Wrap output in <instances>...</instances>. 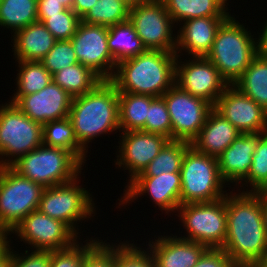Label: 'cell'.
<instances>
[{
  "instance_id": "cell-4",
  "label": "cell",
  "mask_w": 267,
  "mask_h": 267,
  "mask_svg": "<svg viewBox=\"0 0 267 267\" xmlns=\"http://www.w3.org/2000/svg\"><path fill=\"white\" fill-rule=\"evenodd\" d=\"M253 36L231 14L218 28L206 58L228 84H234L259 54L258 42Z\"/></svg>"
},
{
  "instance_id": "cell-7",
  "label": "cell",
  "mask_w": 267,
  "mask_h": 267,
  "mask_svg": "<svg viewBox=\"0 0 267 267\" xmlns=\"http://www.w3.org/2000/svg\"><path fill=\"white\" fill-rule=\"evenodd\" d=\"M44 189L10 166L0 167V227L12 233L26 216L38 210Z\"/></svg>"
},
{
  "instance_id": "cell-51",
  "label": "cell",
  "mask_w": 267,
  "mask_h": 267,
  "mask_svg": "<svg viewBox=\"0 0 267 267\" xmlns=\"http://www.w3.org/2000/svg\"><path fill=\"white\" fill-rule=\"evenodd\" d=\"M61 2V4L66 8V9H72L73 1L74 0H57Z\"/></svg>"
},
{
  "instance_id": "cell-37",
  "label": "cell",
  "mask_w": 267,
  "mask_h": 267,
  "mask_svg": "<svg viewBox=\"0 0 267 267\" xmlns=\"http://www.w3.org/2000/svg\"><path fill=\"white\" fill-rule=\"evenodd\" d=\"M145 132L159 134L172 140L171 118L162 96L155 97L149 105Z\"/></svg>"
},
{
  "instance_id": "cell-14",
  "label": "cell",
  "mask_w": 267,
  "mask_h": 267,
  "mask_svg": "<svg viewBox=\"0 0 267 267\" xmlns=\"http://www.w3.org/2000/svg\"><path fill=\"white\" fill-rule=\"evenodd\" d=\"M31 249L54 251L65 249L77 240V234L64 222L39 210L31 212L12 231Z\"/></svg>"
},
{
  "instance_id": "cell-45",
  "label": "cell",
  "mask_w": 267,
  "mask_h": 267,
  "mask_svg": "<svg viewBox=\"0 0 267 267\" xmlns=\"http://www.w3.org/2000/svg\"><path fill=\"white\" fill-rule=\"evenodd\" d=\"M98 0H74L72 10L82 18Z\"/></svg>"
},
{
  "instance_id": "cell-33",
  "label": "cell",
  "mask_w": 267,
  "mask_h": 267,
  "mask_svg": "<svg viewBox=\"0 0 267 267\" xmlns=\"http://www.w3.org/2000/svg\"><path fill=\"white\" fill-rule=\"evenodd\" d=\"M37 0H0V26L12 33L38 21Z\"/></svg>"
},
{
  "instance_id": "cell-28",
  "label": "cell",
  "mask_w": 267,
  "mask_h": 267,
  "mask_svg": "<svg viewBox=\"0 0 267 267\" xmlns=\"http://www.w3.org/2000/svg\"><path fill=\"white\" fill-rule=\"evenodd\" d=\"M118 96L119 129L122 132L131 130L145 131L148 108L155 97L128 92H118Z\"/></svg>"
},
{
  "instance_id": "cell-15",
  "label": "cell",
  "mask_w": 267,
  "mask_h": 267,
  "mask_svg": "<svg viewBox=\"0 0 267 267\" xmlns=\"http://www.w3.org/2000/svg\"><path fill=\"white\" fill-rule=\"evenodd\" d=\"M178 57L175 63V84L214 106L229 85L227 81L206 57H191V62H180Z\"/></svg>"
},
{
  "instance_id": "cell-13",
  "label": "cell",
  "mask_w": 267,
  "mask_h": 267,
  "mask_svg": "<svg viewBox=\"0 0 267 267\" xmlns=\"http://www.w3.org/2000/svg\"><path fill=\"white\" fill-rule=\"evenodd\" d=\"M78 63L90 68L102 80H111L117 63L108 48V27L80 22L70 39Z\"/></svg>"
},
{
  "instance_id": "cell-40",
  "label": "cell",
  "mask_w": 267,
  "mask_h": 267,
  "mask_svg": "<svg viewBox=\"0 0 267 267\" xmlns=\"http://www.w3.org/2000/svg\"><path fill=\"white\" fill-rule=\"evenodd\" d=\"M97 240L91 238L90 242L83 246L76 241L70 247L51 251L50 267H83L85 255L99 242V239Z\"/></svg>"
},
{
  "instance_id": "cell-1",
  "label": "cell",
  "mask_w": 267,
  "mask_h": 267,
  "mask_svg": "<svg viewBox=\"0 0 267 267\" xmlns=\"http://www.w3.org/2000/svg\"><path fill=\"white\" fill-rule=\"evenodd\" d=\"M229 194L226 195L227 234L221 249L240 267H255L267 255L260 198L254 192Z\"/></svg>"
},
{
  "instance_id": "cell-52",
  "label": "cell",
  "mask_w": 267,
  "mask_h": 267,
  "mask_svg": "<svg viewBox=\"0 0 267 267\" xmlns=\"http://www.w3.org/2000/svg\"><path fill=\"white\" fill-rule=\"evenodd\" d=\"M255 267H267V255Z\"/></svg>"
},
{
  "instance_id": "cell-44",
  "label": "cell",
  "mask_w": 267,
  "mask_h": 267,
  "mask_svg": "<svg viewBox=\"0 0 267 267\" xmlns=\"http://www.w3.org/2000/svg\"><path fill=\"white\" fill-rule=\"evenodd\" d=\"M37 15H55L66 8L57 0H37Z\"/></svg>"
},
{
  "instance_id": "cell-11",
  "label": "cell",
  "mask_w": 267,
  "mask_h": 267,
  "mask_svg": "<svg viewBox=\"0 0 267 267\" xmlns=\"http://www.w3.org/2000/svg\"><path fill=\"white\" fill-rule=\"evenodd\" d=\"M128 20L146 50L175 53L177 36H172L175 23L162 0L131 6Z\"/></svg>"
},
{
  "instance_id": "cell-12",
  "label": "cell",
  "mask_w": 267,
  "mask_h": 267,
  "mask_svg": "<svg viewBox=\"0 0 267 267\" xmlns=\"http://www.w3.org/2000/svg\"><path fill=\"white\" fill-rule=\"evenodd\" d=\"M162 97L171 118L172 140L191 143L205 124L213 105L182 90L176 84Z\"/></svg>"
},
{
  "instance_id": "cell-30",
  "label": "cell",
  "mask_w": 267,
  "mask_h": 267,
  "mask_svg": "<svg viewBox=\"0 0 267 267\" xmlns=\"http://www.w3.org/2000/svg\"><path fill=\"white\" fill-rule=\"evenodd\" d=\"M43 144L71 152L82 164L87 161L85 159L88 151H85L76 140L68 117L49 121L43 125Z\"/></svg>"
},
{
  "instance_id": "cell-19",
  "label": "cell",
  "mask_w": 267,
  "mask_h": 267,
  "mask_svg": "<svg viewBox=\"0 0 267 267\" xmlns=\"http://www.w3.org/2000/svg\"><path fill=\"white\" fill-rule=\"evenodd\" d=\"M71 97L53 81L39 92L22 96L15 105L30 119L44 125L69 116Z\"/></svg>"
},
{
  "instance_id": "cell-8",
  "label": "cell",
  "mask_w": 267,
  "mask_h": 267,
  "mask_svg": "<svg viewBox=\"0 0 267 267\" xmlns=\"http://www.w3.org/2000/svg\"><path fill=\"white\" fill-rule=\"evenodd\" d=\"M42 144L43 125L27 117L15 104L0 106V167L10 166Z\"/></svg>"
},
{
  "instance_id": "cell-35",
  "label": "cell",
  "mask_w": 267,
  "mask_h": 267,
  "mask_svg": "<svg viewBox=\"0 0 267 267\" xmlns=\"http://www.w3.org/2000/svg\"><path fill=\"white\" fill-rule=\"evenodd\" d=\"M37 17L56 40H70L81 22V18L72 9H65L55 15H37Z\"/></svg>"
},
{
  "instance_id": "cell-3",
  "label": "cell",
  "mask_w": 267,
  "mask_h": 267,
  "mask_svg": "<svg viewBox=\"0 0 267 267\" xmlns=\"http://www.w3.org/2000/svg\"><path fill=\"white\" fill-rule=\"evenodd\" d=\"M68 118L76 140L85 151L94 137L120 131L116 86L110 80H103L90 92L74 97Z\"/></svg>"
},
{
  "instance_id": "cell-27",
  "label": "cell",
  "mask_w": 267,
  "mask_h": 267,
  "mask_svg": "<svg viewBox=\"0 0 267 267\" xmlns=\"http://www.w3.org/2000/svg\"><path fill=\"white\" fill-rule=\"evenodd\" d=\"M108 48L116 63L146 51L129 20L108 27Z\"/></svg>"
},
{
  "instance_id": "cell-5",
  "label": "cell",
  "mask_w": 267,
  "mask_h": 267,
  "mask_svg": "<svg viewBox=\"0 0 267 267\" xmlns=\"http://www.w3.org/2000/svg\"><path fill=\"white\" fill-rule=\"evenodd\" d=\"M10 167L21 176L53 187L73 181L82 170V163L69 151L42 144L19 157Z\"/></svg>"
},
{
  "instance_id": "cell-21",
  "label": "cell",
  "mask_w": 267,
  "mask_h": 267,
  "mask_svg": "<svg viewBox=\"0 0 267 267\" xmlns=\"http://www.w3.org/2000/svg\"><path fill=\"white\" fill-rule=\"evenodd\" d=\"M227 17H199L183 21V27L181 26L176 35V55L184 50L192 57H206L213 46L218 28Z\"/></svg>"
},
{
  "instance_id": "cell-49",
  "label": "cell",
  "mask_w": 267,
  "mask_h": 267,
  "mask_svg": "<svg viewBox=\"0 0 267 267\" xmlns=\"http://www.w3.org/2000/svg\"><path fill=\"white\" fill-rule=\"evenodd\" d=\"M0 267H12V249L10 246L8 251L0 258Z\"/></svg>"
},
{
  "instance_id": "cell-6",
  "label": "cell",
  "mask_w": 267,
  "mask_h": 267,
  "mask_svg": "<svg viewBox=\"0 0 267 267\" xmlns=\"http://www.w3.org/2000/svg\"><path fill=\"white\" fill-rule=\"evenodd\" d=\"M180 173V205L212 202L227 195L217 158L197 151L192 145L185 152Z\"/></svg>"
},
{
  "instance_id": "cell-29",
  "label": "cell",
  "mask_w": 267,
  "mask_h": 267,
  "mask_svg": "<svg viewBox=\"0 0 267 267\" xmlns=\"http://www.w3.org/2000/svg\"><path fill=\"white\" fill-rule=\"evenodd\" d=\"M52 81L74 98L90 92L103 80L90 68L76 63L53 74Z\"/></svg>"
},
{
  "instance_id": "cell-31",
  "label": "cell",
  "mask_w": 267,
  "mask_h": 267,
  "mask_svg": "<svg viewBox=\"0 0 267 267\" xmlns=\"http://www.w3.org/2000/svg\"><path fill=\"white\" fill-rule=\"evenodd\" d=\"M19 73H17L16 94L10 100L15 104L22 96L33 94L44 89L52 82V75L45 69L41 62L17 61Z\"/></svg>"
},
{
  "instance_id": "cell-20",
  "label": "cell",
  "mask_w": 267,
  "mask_h": 267,
  "mask_svg": "<svg viewBox=\"0 0 267 267\" xmlns=\"http://www.w3.org/2000/svg\"><path fill=\"white\" fill-rule=\"evenodd\" d=\"M156 267H194L201 256L209 249L207 246L177 236H162L149 241Z\"/></svg>"
},
{
  "instance_id": "cell-38",
  "label": "cell",
  "mask_w": 267,
  "mask_h": 267,
  "mask_svg": "<svg viewBox=\"0 0 267 267\" xmlns=\"http://www.w3.org/2000/svg\"><path fill=\"white\" fill-rule=\"evenodd\" d=\"M51 74L78 63L76 53L70 40H57L53 48L40 61Z\"/></svg>"
},
{
  "instance_id": "cell-43",
  "label": "cell",
  "mask_w": 267,
  "mask_h": 267,
  "mask_svg": "<svg viewBox=\"0 0 267 267\" xmlns=\"http://www.w3.org/2000/svg\"><path fill=\"white\" fill-rule=\"evenodd\" d=\"M194 267H240L222 249L209 248Z\"/></svg>"
},
{
  "instance_id": "cell-48",
  "label": "cell",
  "mask_w": 267,
  "mask_h": 267,
  "mask_svg": "<svg viewBox=\"0 0 267 267\" xmlns=\"http://www.w3.org/2000/svg\"><path fill=\"white\" fill-rule=\"evenodd\" d=\"M264 28L262 30V35H259L258 42V51L263 55H267V22L264 24Z\"/></svg>"
},
{
  "instance_id": "cell-10",
  "label": "cell",
  "mask_w": 267,
  "mask_h": 267,
  "mask_svg": "<svg viewBox=\"0 0 267 267\" xmlns=\"http://www.w3.org/2000/svg\"><path fill=\"white\" fill-rule=\"evenodd\" d=\"M77 179L79 177L65 184L45 188L38 207L41 213L64 222L76 234L79 233L74 226L77 221L91 219L95 212V203L90 197L92 195L78 185L79 180Z\"/></svg>"
},
{
  "instance_id": "cell-32",
  "label": "cell",
  "mask_w": 267,
  "mask_h": 267,
  "mask_svg": "<svg viewBox=\"0 0 267 267\" xmlns=\"http://www.w3.org/2000/svg\"><path fill=\"white\" fill-rule=\"evenodd\" d=\"M190 145L191 143L186 141L169 140L143 172L136 177H154L166 172H180L185 152Z\"/></svg>"
},
{
  "instance_id": "cell-25",
  "label": "cell",
  "mask_w": 267,
  "mask_h": 267,
  "mask_svg": "<svg viewBox=\"0 0 267 267\" xmlns=\"http://www.w3.org/2000/svg\"><path fill=\"white\" fill-rule=\"evenodd\" d=\"M233 85L267 111V55L259 53Z\"/></svg>"
},
{
  "instance_id": "cell-23",
  "label": "cell",
  "mask_w": 267,
  "mask_h": 267,
  "mask_svg": "<svg viewBox=\"0 0 267 267\" xmlns=\"http://www.w3.org/2000/svg\"><path fill=\"white\" fill-rule=\"evenodd\" d=\"M240 132L214 108L191 145L199 152L218 157Z\"/></svg>"
},
{
  "instance_id": "cell-16",
  "label": "cell",
  "mask_w": 267,
  "mask_h": 267,
  "mask_svg": "<svg viewBox=\"0 0 267 267\" xmlns=\"http://www.w3.org/2000/svg\"><path fill=\"white\" fill-rule=\"evenodd\" d=\"M213 108L242 134L267 132V111L233 84H229Z\"/></svg>"
},
{
  "instance_id": "cell-41",
  "label": "cell",
  "mask_w": 267,
  "mask_h": 267,
  "mask_svg": "<svg viewBox=\"0 0 267 267\" xmlns=\"http://www.w3.org/2000/svg\"><path fill=\"white\" fill-rule=\"evenodd\" d=\"M83 267H115V247L99 241L84 257Z\"/></svg>"
},
{
  "instance_id": "cell-50",
  "label": "cell",
  "mask_w": 267,
  "mask_h": 267,
  "mask_svg": "<svg viewBox=\"0 0 267 267\" xmlns=\"http://www.w3.org/2000/svg\"><path fill=\"white\" fill-rule=\"evenodd\" d=\"M124 1L127 4H129L130 6H134V5H139V4L151 2V1H154V0H124Z\"/></svg>"
},
{
  "instance_id": "cell-22",
  "label": "cell",
  "mask_w": 267,
  "mask_h": 267,
  "mask_svg": "<svg viewBox=\"0 0 267 267\" xmlns=\"http://www.w3.org/2000/svg\"><path fill=\"white\" fill-rule=\"evenodd\" d=\"M259 138L260 133H240L230 146L217 157L219 172L225 182L240 184L248 176Z\"/></svg>"
},
{
  "instance_id": "cell-47",
  "label": "cell",
  "mask_w": 267,
  "mask_h": 267,
  "mask_svg": "<svg viewBox=\"0 0 267 267\" xmlns=\"http://www.w3.org/2000/svg\"><path fill=\"white\" fill-rule=\"evenodd\" d=\"M8 234H11L6 229L0 227V258L8 251L9 249V242L8 241Z\"/></svg>"
},
{
  "instance_id": "cell-46",
  "label": "cell",
  "mask_w": 267,
  "mask_h": 267,
  "mask_svg": "<svg viewBox=\"0 0 267 267\" xmlns=\"http://www.w3.org/2000/svg\"><path fill=\"white\" fill-rule=\"evenodd\" d=\"M260 198L262 204V219L264 223V227L267 233V186L262 187L261 189L255 192Z\"/></svg>"
},
{
  "instance_id": "cell-34",
  "label": "cell",
  "mask_w": 267,
  "mask_h": 267,
  "mask_svg": "<svg viewBox=\"0 0 267 267\" xmlns=\"http://www.w3.org/2000/svg\"><path fill=\"white\" fill-rule=\"evenodd\" d=\"M130 5L124 0H98L81 18L90 25L113 26L128 21Z\"/></svg>"
},
{
  "instance_id": "cell-36",
  "label": "cell",
  "mask_w": 267,
  "mask_h": 267,
  "mask_svg": "<svg viewBox=\"0 0 267 267\" xmlns=\"http://www.w3.org/2000/svg\"><path fill=\"white\" fill-rule=\"evenodd\" d=\"M252 189L242 192H256L262 187L267 186V132L260 133V138L252 156V165L248 176L243 180Z\"/></svg>"
},
{
  "instance_id": "cell-9",
  "label": "cell",
  "mask_w": 267,
  "mask_h": 267,
  "mask_svg": "<svg viewBox=\"0 0 267 267\" xmlns=\"http://www.w3.org/2000/svg\"><path fill=\"white\" fill-rule=\"evenodd\" d=\"M187 236L180 238L221 249L227 234L226 196L212 202L188 203L178 207Z\"/></svg>"
},
{
  "instance_id": "cell-24",
  "label": "cell",
  "mask_w": 267,
  "mask_h": 267,
  "mask_svg": "<svg viewBox=\"0 0 267 267\" xmlns=\"http://www.w3.org/2000/svg\"><path fill=\"white\" fill-rule=\"evenodd\" d=\"M12 36L13 52L18 61L40 62L57 41L40 21L29 24Z\"/></svg>"
},
{
  "instance_id": "cell-2",
  "label": "cell",
  "mask_w": 267,
  "mask_h": 267,
  "mask_svg": "<svg viewBox=\"0 0 267 267\" xmlns=\"http://www.w3.org/2000/svg\"><path fill=\"white\" fill-rule=\"evenodd\" d=\"M176 53L146 50L117 63L110 80L118 92L163 96L175 84Z\"/></svg>"
},
{
  "instance_id": "cell-26",
  "label": "cell",
  "mask_w": 267,
  "mask_h": 267,
  "mask_svg": "<svg viewBox=\"0 0 267 267\" xmlns=\"http://www.w3.org/2000/svg\"><path fill=\"white\" fill-rule=\"evenodd\" d=\"M173 22L192 18L229 16L223 0H162Z\"/></svg>"
},
{
  "instance_id": "cell-39",
  "label": "cell",
  "mask_w": 267,
  "mask_h": 267,
  "mask_svg": "<svg viewBox=\"0 0 267 267\" xmlns=\"http://www.w3.org/2000/svg\"><path fill=\"white\" fill-rule=\"evenodd\" d=\"M115 246V267H156L149 249L141 250L129 242ZM139 249V250H138Z\"/></svg>"
},
{
  "instance_id": "cell-42",
  "label": "cell",
  "mask_w": 267,
  "mask_h": 267,
  "mask_svg": "<svg viewBox=\"0 0 267 267\" xmlns=\"http://www.w3.org/2000/svg\"><path fill=\"white\" fill-rule=\"evenodd\" d=\"M28 252L29 251L26 250L25 254H22V256H20L18 252L16 254V251L12 250V267L51 266V251L32 250L31 253Z\"/></svg>"
},
{
  "instance_id": "cell-17",
  "label": "cell",
  "mask_w": 267,
  "mask_h": 267,
  "mask_svg": "<svg viewBox=\"0 0 267 267\" xmlns=\"http://www.w3.org/2000/svg\"><path fill=\"white\" fill-rule=\"evenodd\" d=\"M121 135V146L115 164L129 170V182L143 172L169 141L165 136L142 130L126 131Z\"/></svg>"
},
{
  "instance_id": "cell-18",
  "label": "cell",
  "mask_w": 267,
  "mask_h": 267,
  "mask_svg": "<svg viewBox=\"0 0 267 267\" xmlns=\"http://www.w3.org/2000/svg\"><path fill=\"white\" fill-rule=\"evenodd\" d=\"M127 190L120 201L123 204L133 202L138 196H143L145 193L152 198L161 211L166 213L174 210L177 211L180 206V191H181V173H162L154 177H135L128 185Z\"/></svg>"
}]
</instances>
